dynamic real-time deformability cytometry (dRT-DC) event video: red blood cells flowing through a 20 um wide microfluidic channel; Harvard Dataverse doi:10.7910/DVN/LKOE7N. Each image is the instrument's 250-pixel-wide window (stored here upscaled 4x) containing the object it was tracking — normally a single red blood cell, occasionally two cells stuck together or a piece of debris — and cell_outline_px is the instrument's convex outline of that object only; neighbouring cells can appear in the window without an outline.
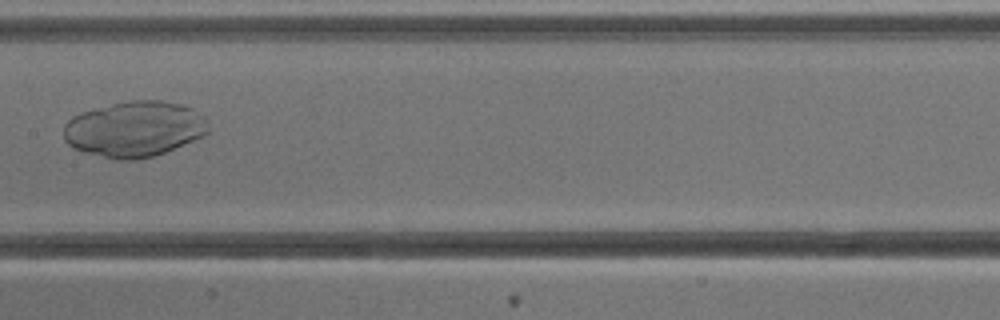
{"species": "common noctule bat (a hibernating species)", "species_latin": "Nyctalus noctula", "temperature_condition": "cold", "stored_images_in_passage": 8, "camera_frame_rate_fps": 3000, "um_per_image_px": 0.085, "animal": {"sex": "male", "body_mass_g": 13.3}, "frame": {"image": 1, "passage_image": 8, "time_ms": 8.333, "image_size_px": [1000, 320], "cell_outline_px": [[208, 132], [204, 136], [164, 152], [152, 156], [136, 160], [112, 160], [84, 152], [72, 148], [64, 140], [64, 124], [72, 116], [96, 108], [128, 100], [160, 100], [184, 104], [192, 108], [204, 116], [208, 120]], "centroid_in_image_um": [11.43, 10.97], "position_along_channel_um": 196.0, "area_um2": 47.28}}